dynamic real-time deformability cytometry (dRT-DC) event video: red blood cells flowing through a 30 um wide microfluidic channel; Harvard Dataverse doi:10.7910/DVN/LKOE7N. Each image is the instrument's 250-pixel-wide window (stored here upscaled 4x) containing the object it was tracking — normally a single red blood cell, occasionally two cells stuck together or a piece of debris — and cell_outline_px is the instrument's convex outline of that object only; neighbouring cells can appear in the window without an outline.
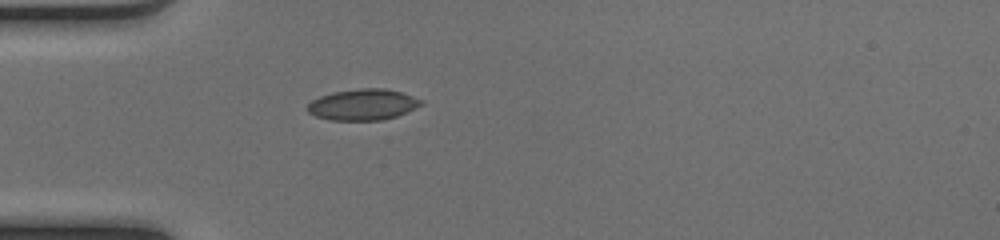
{"species": "common noctule bat (a hibernating species)", "species_latin": "Nyctalus noctula", "temperature_condition": "cold", "stored_images_in_passage": 36, "camera_frame_rate_fps": 3000, "um_per_image_px": 0.085, "animal": {"sex": "female", "body_mass_g": 17.0, "forearm_length_mm": 48.0}, "frame": {"image": 1, "passage_image": 1, "time_ms": 0.0, "image_size_px": [1000, 240], "cell_outline_px": [[424, 104], [396, 116], [380, 120], [332, 120], [316, 116], [308, 112], [304, 108], [312, 100], [320, 96], [332, 92], [360, 88], [384, 88], [400, 92], [424, 100]], "centroid_in_image_um": [30.83, 8.88], "position_along_channel_um": 54.2, "area_um2": 20.58}}
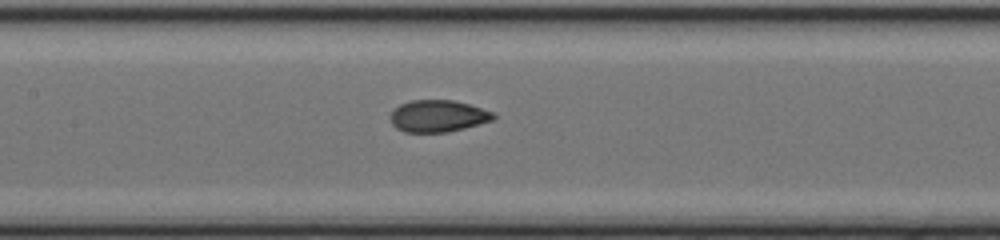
{"frame": {"image": 2, "passage_image": 10, "time_ms": 3.0, "image_size_px": [1000, 240], "cell_outline_px": [[496, 116], [492, 120], [464, 128], [448, 132], [404, 132], [396, 128], [392, 124], [392, 112], [400, 104], [412, 100], [452, 100], [468, 104], [496, 112]], "centroid_in_image_um": [37.25, 9.86], "position_along_channel_um": 170.1, "area_um2": 19.02}}
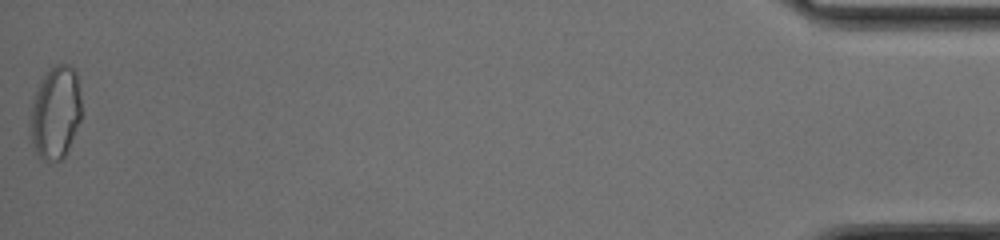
{"frame": {"image": 3, "passage_image": 36, "time_ms": 11.667, "image_size_px": [1000, 240], "cell_outline_px": [[80, 120], [68, 148], [64, 156], [60, 160], [48, 164], [32, 148], [32, 100], [44, 76], [56, 64], [68, 64], [76, 72], [80, 92]], "centroid_in_image_um": [4.73, 9.6], "position_along_channel_um": 430.5, "area_um2": 27.11}, "authors_computed_cell_mechanics": {"area_um2": 19.9699, "velocity_mm_per_s": 4.1251, "shape_relaxation_time_tau1_ms": null, "shape_relaxation_time_tau2_ms": 0.8532, "deformation_change_tau1": null, "deformation_change_tau2": 0.0637}}